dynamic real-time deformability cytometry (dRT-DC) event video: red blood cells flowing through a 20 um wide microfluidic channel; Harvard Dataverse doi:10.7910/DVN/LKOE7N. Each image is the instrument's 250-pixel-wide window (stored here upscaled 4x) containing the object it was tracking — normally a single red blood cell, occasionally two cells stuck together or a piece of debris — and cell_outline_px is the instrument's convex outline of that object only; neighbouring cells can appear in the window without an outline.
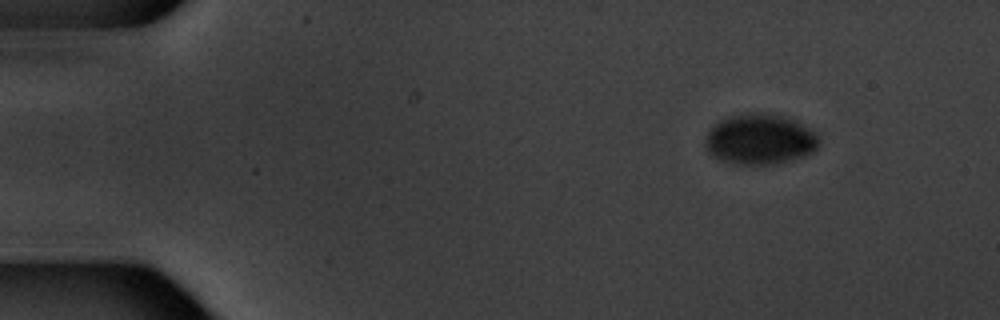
{"species": "common noctule bat (a hibernating species)", "species_latin": "Nyctalus noctula", "temperature_condition": "warm", "stored_images_in_passage": 4, "camera_frame_rate_fps": 3000, "um_per_image_px": 0.085, "animal": {"sex": "male", "body_mass_g": 20.1, "forearm_length_mm": 53.5}, "frame": {"image": 1, "passage_image": 4, "time_ms": 4.667, "image_size_px": [1000, 320], "cell_outline_px": [[820, 144], [808, 156], [776, 164], [736, 164], [716, 160], [704, 148], [704, 140], [708, 132], [720, 120], [728, 116], [756, 112], [764, 112], [784, 116], [796, 120], [816, 132], [820, 136]], "centroid_in_image_um": [64.61, 11.85], "position_along_channel_um": 20.4, "area_um2": 34.16}}